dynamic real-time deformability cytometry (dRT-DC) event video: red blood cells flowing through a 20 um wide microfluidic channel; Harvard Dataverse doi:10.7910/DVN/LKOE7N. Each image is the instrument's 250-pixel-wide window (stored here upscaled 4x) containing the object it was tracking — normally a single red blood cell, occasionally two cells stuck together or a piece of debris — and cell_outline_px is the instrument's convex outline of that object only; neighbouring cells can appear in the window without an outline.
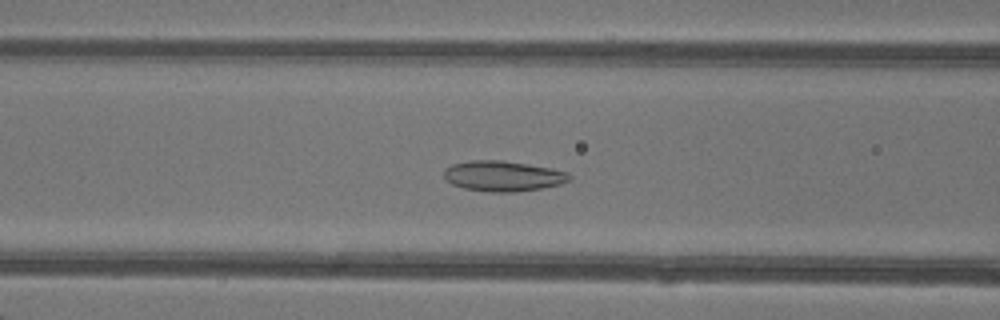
{"species": "common noctule bat (a hibernating species)", "species_latin": "Nyctalus noctula", "temperature_condition": "warm", "stored_images_in_passage": 48, "camera_frame_rate_fps": 3000, "um_per_image_px": 0.085, "animal": {"sex": "female"}, "frame": {"image": 1, "passage_image": 20, "time_ms": 6.333, "image_size_px": [1000, 320], "cell_outline_px": [[572, 176], [568, 180], [560, 184], [540, 188], [512, 192], [492, 192], [464, 188], [452, 184], [444, 176], [444, 168], [452, 164], [472, 160], [500, 160], [552, 168], [568, 172]], "centroid_in_image_um": [42.75, 14.95], "position_along_channel_um": 123.9, "area_um2": 22.02}}
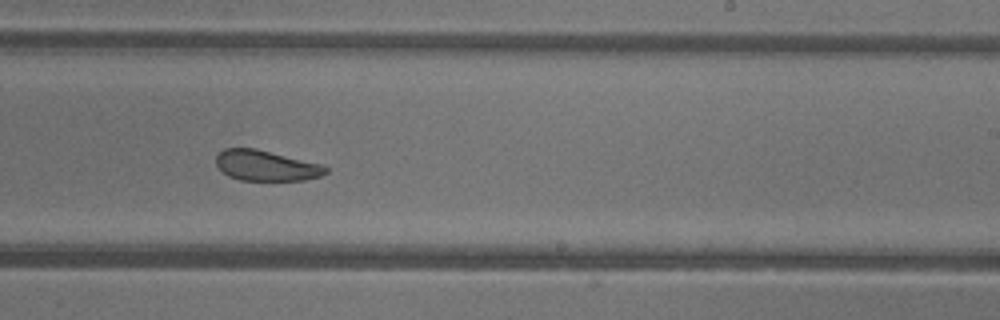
{"frame": {"image": 2, "passage_image": 30, "time_ms": 9.667, "image_size_px": [1000, 320], "cell_outline_px": [[328, 172], [320, 176], [304, 180], [240, 180], [228, 176], [216, 164], [216, 156], [224, 148], [256, 148], [324, 164], [328, 168]], "centroid_in_image_um": [22.65, 14.07], "position_along_channel_um": 266.3, "area_um2": 19.59}}
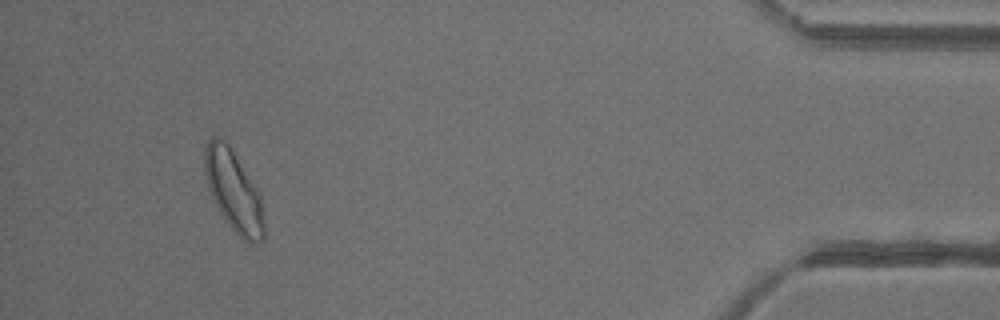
{"frame": {"image": 3, "passage_image": 45, "time_ms": 14.667, "image_size_px": [1000, 320], "cell_outline_px": [[264, 240], [248, 244], [228, 224], [220, 212], [208, 188], [204, 172], [204, 148], [208, 140], [212, 136], [216, 136], [224, 140], [232, 148], [256, 188], [260, 196], [264, 224]], "centroid_in_image_um": [19.84, 16.21], "position_along_channel_um": 415.4, "area_um2": 27.8}, "authors_computed_cell_mechanics": {"area_um2": 24.9118, "velocity_mm_per_s": 4.2845, "shape_relaxation_time_tau1_ms": null, "shape_relaxation_time_tau2_ms": 2.2029, "deformation_change_tau1": null, "deformation_change_tau2": 0.088}}